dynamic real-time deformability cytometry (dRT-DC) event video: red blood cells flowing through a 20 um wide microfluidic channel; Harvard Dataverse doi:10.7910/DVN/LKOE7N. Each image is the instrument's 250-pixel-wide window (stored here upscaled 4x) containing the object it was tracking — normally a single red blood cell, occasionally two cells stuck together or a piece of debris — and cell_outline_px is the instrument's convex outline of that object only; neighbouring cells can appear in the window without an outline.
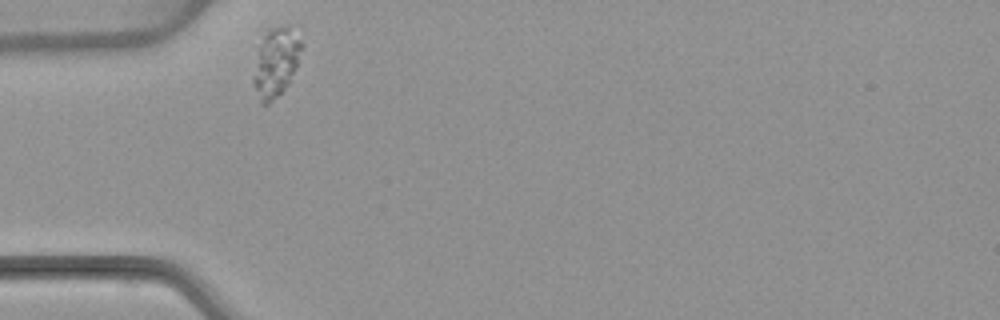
{"species": "common noctule bat (a hibernating species)", "species_latin": "Nyctalus noctula", "temperature_condition": "warm", "stored_images_in_passage": 43, "camera_frame_rate_fps": 3000, "um_per_image_px": 0.085, "animal": {"sex": "female", "body_mass_g": 22.7, "forearm_length_mm": 54.2}, "frame": {"image": 1, "passage_image": 1, "time_ms": 0.0, "image_size_px": [1000, 320], "cell_outline_px": [[304, 44], [288, 84], [268, 104], [260, 104], [252, 80], [252, 76], [256, 28], [260, 24], [264, 24], [288, 28]], "centroid_in_image_um": [23.28, 5.13], "position_along_channel_um": 61.7, "area_um2": 20.69}}
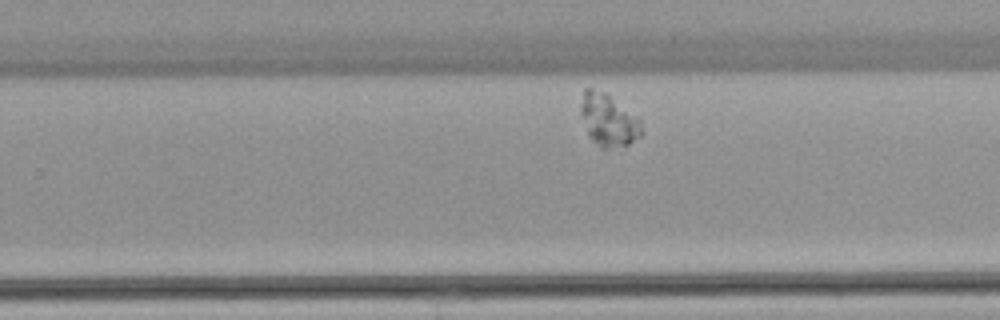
{"frame": {"image": 2, "passage_image": 21, "time_ms": 6.667, "image_size_px": [1000, 320], "cell_outline_px": [[644, 132], [640, 136], [628, 144], [608, 148], [600, 148], [588, 136], [580, 108], [580, 104], [584, 88], [592, 88], [604, 92], [636, 116], [640, 120]], "centroid_in_image_um": [51.7, 10.21], "position_along_channel_um": 278.1, "area_um2": 18.26}}
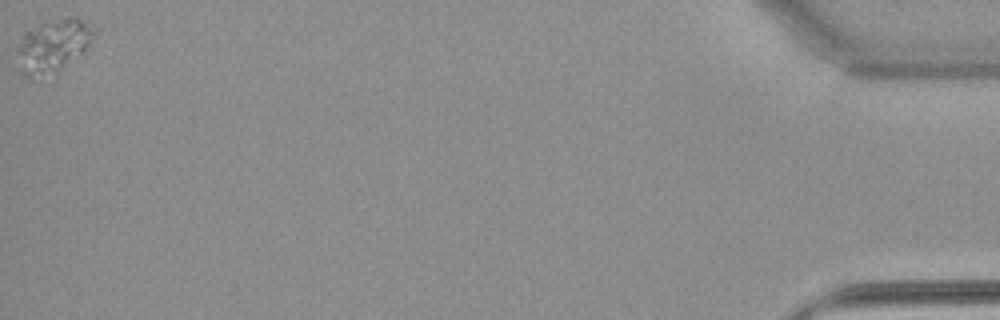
{"frame": {"image": 3, "passage_image": 43, "time_ms": 14.0, "image_size_px": [1000, 320], "cell_outline_px": [[92, 32], [88, 44], [56, 76], [20, 76], [12, 68], [24, 32], [40, 24], [60, 20], [84, 20]], "centroid_in_image_um": [4.32, 4.03], "position_along_channel_um": 430.9, "area_um2": 23.18}}